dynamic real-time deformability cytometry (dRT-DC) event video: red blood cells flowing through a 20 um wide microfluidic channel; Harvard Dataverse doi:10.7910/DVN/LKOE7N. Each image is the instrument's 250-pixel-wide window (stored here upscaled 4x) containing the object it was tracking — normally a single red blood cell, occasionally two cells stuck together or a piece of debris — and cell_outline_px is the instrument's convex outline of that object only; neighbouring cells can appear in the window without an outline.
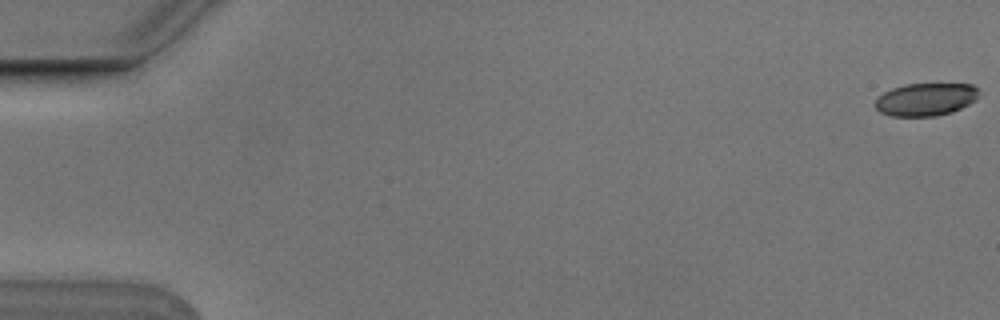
{"species": "Egyptian fruit bat (a non-hibernating species)", "species_latin": "Rousettus aegyptiacus", "temperature_condition": "cold", "stored_images_in_passage": 7, "camera_frame_rate_fps": 3000, "um_per_image_px": 0.085, "animal": {"sex": "male"}, "frame": {"image": 1, "passage_image": 1, "time_ms": 0.0, "image_size_px": [1000, 320], "cell_outline_px": [[980, 88], [976, 100], [952, 112], [936, 116], [892, 116], [880, 112], [872, 104], [876, 96], [892, 88], [904, 84], [972, 84]], "centroid_in_image_um": [78.65, 8.44], "position_along_channel_um": 6.3, "area_um2": 20.06}}